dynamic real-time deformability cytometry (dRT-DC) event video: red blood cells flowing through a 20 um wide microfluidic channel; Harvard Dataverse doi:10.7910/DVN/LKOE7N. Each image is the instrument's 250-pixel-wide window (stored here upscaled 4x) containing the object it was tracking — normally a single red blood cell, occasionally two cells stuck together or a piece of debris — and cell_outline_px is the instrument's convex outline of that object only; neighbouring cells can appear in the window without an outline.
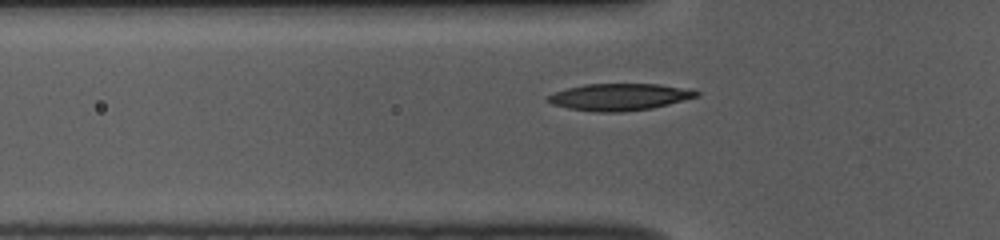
{"species": "common noctule bat (a hibernating species)", "species_latin": "Nyctalus noctula", "temperature_condition": "room temperature", "stored_images_in_passage": 35, "camera_frame_rate_fps": 3000, "um_per_image_px": 0.085, "animal": {"sex": "female", "body_mass_g": 10.0, "forearm_length_mm": 53.1}, "frame": {"image": 1, "passage_image": 2, "time_ms": 0.333, "image_size_px": [1000, 240], "cell_outline_px": [[700, 96], [652, 108], [624, 112], [596, 112], [568, 108], [552, 104], [544, 100], [548, 96], [556, 92], [568, 88], [584, 84], [660, 84], [700, 92]], "centroid_in_image_um": [52.62, 8.25], "position_along_channel_um": 73.2, "area_um2": 23.12}}
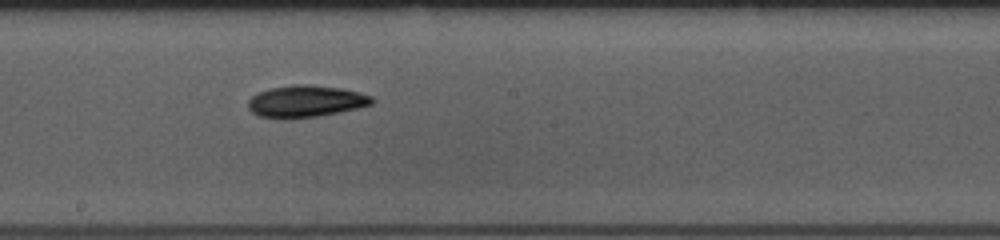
{"frame": {"image": 2, "passage_image": 14, "time_ms": 4.333, "image_size_px": [1000, 240], "cell_outline_px": [[376, 100], [372, 104], [340, 112], [316, 116], [288, 120], [284, 120], [260, 116], [252, 112], [248, 108], [248, 100], [256, 92], [268, 88], [296, 84], [312, 84], [340, 88], [372, 96]], "centroid_in_image_um": [25.94, 8.61], "position_along_channel_um": 222.3, "area_um2": 23.29}}
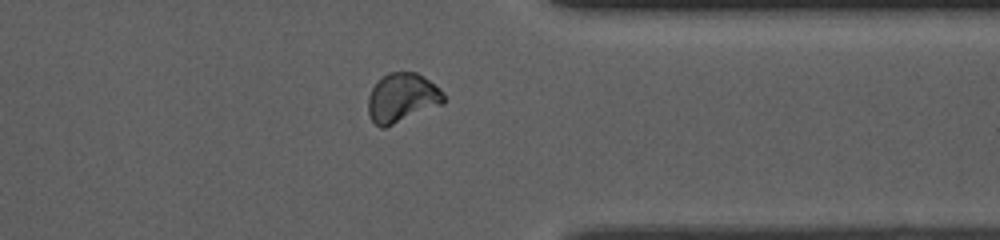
{"frame": {"image": 3, "passage_image": 27, "time_ms": 8.667, "image_size_px": [1000, 240], "cell_outline_px": [[444, 104], [384, 128], [380, 128], [372, 120], [368, 112], [368, 96], [372, 88], [388, 72], [416, 72], [440, 88], [444, 92]], "centroid_in_image_um": [34.19, 8.32], "position_along_channel_um": 377.2, "area_um2": 21.56}, "authors_computed_cell_mechanics": {"area_um2": 21.675, "velocity_mm_per_s": 3.7098, "shape_relaxation_time_tau1_ms": 3.5135, "shape_relaxation_time_tau2_ms": null, "deformation_change_tau1": 0.1038, "deformation_change_tau2": null}}